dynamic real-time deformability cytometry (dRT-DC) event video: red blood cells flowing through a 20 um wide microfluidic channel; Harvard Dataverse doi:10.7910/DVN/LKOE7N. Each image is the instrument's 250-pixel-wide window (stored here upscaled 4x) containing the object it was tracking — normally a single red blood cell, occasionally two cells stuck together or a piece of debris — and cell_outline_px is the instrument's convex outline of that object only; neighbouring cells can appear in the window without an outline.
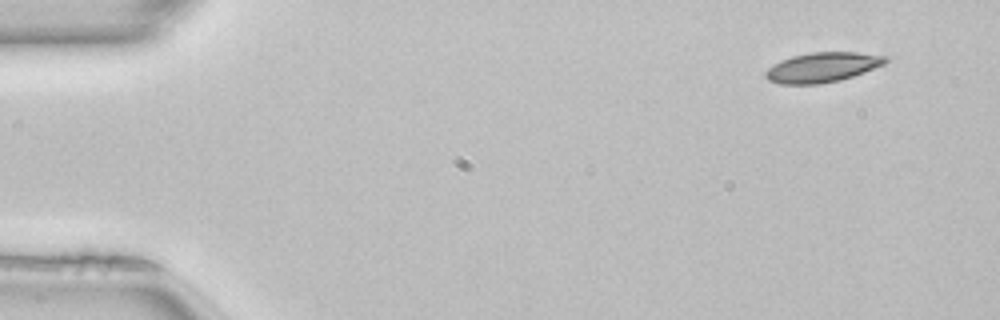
{"species": "common noctule bat (a hibernating species)", "species_latin": "Nyctalus noctula", "temperature_condition": "room temperature", "stored_images_in_passage": 47, "camera_frame_rate_fps": 3000, "um_per_image_px": 0.085, "animal": {"sex": "female", "body_mass_g": 22.7, "forearm_length_mm": 54.2}, "frame": {"image": 1, "passage_image": 1, "time_ms": 0.0, "image_size_px": [1000, 320], "cell_outline_px": [[888, 60], [884, 64], [864, 72], [840, 80], [820, 84], [780, 84], [768, 80], [764, 76], [764, 72], [772, 64], [780, 60], [792, 56], [812, 52], [856, 52], [888, 56]], "centroid_in_image_um": [69.87, 5.72], "position_along_channel_um": 15.1, "area_um2": 20.92}}
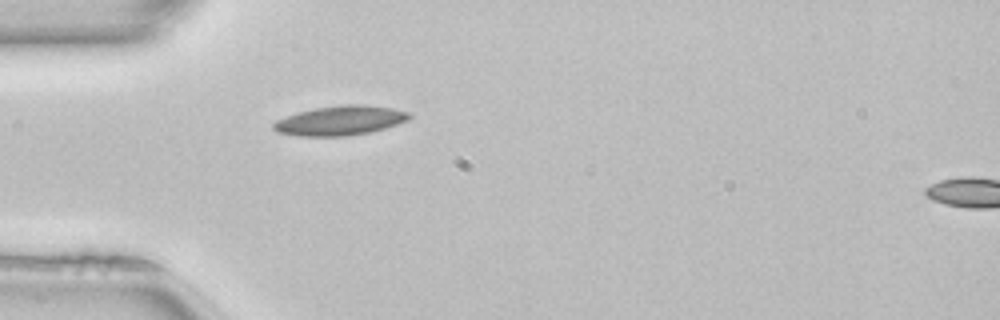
{"frame": {"image": 2, "passage_image": 12, "time_ms": 3.667, "image_size_px": [1000, 320], "cell_outline_px": [[412, 116], [408, 120], [384, 128], [368, 132], [348, 136], [300, 136], [276, 132], [272, 128], [272, 124], [276, 120], [300, 112], [316, 108], [344, 104], [364, 104], [392, 108], [412, 112]], "centroid_in_image_um": [28.94, 10.24], "position_along_channel_um": 56.1, "area_um2": 23.29}}
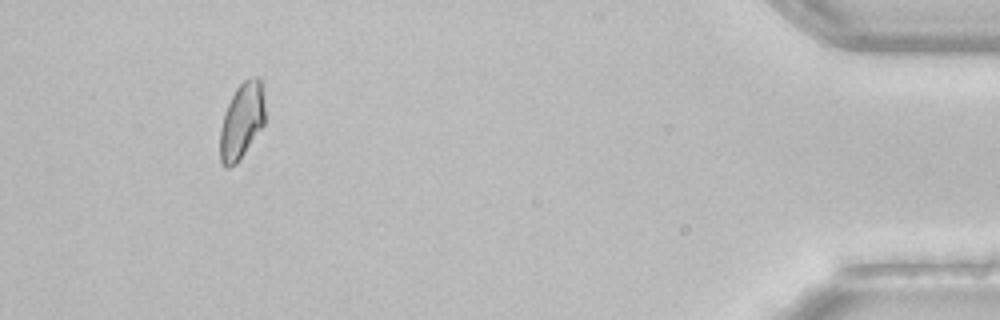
{"frame": {"image": 3, "passage_image": 44, "time_ms": 14.333, "image_size_px": [1000, 320], "cell_outline_px": [[264, 124], [236, 164], [228, 168], [224, 168], [220, 160], [220, 128], [224, 112], [236, 88], [244, 80], [252, 76], [260, 76], [264, 100]], "centroid_in_image_um": [20.54, 10.26], "position_along_channel_um": 414.7, "area_um2": 19.88}, "authors_computed_cell_mechanics": {"area_um2": 20.9236, "velocity_mm_per_s": 4.0676, "shape_relaxation_time_tau1_ms": 4.38, "shape_relaxation_time_tau2_ms": null, "deformation_change_tau1": 0.1116, "deformation_change_tau2": null}}